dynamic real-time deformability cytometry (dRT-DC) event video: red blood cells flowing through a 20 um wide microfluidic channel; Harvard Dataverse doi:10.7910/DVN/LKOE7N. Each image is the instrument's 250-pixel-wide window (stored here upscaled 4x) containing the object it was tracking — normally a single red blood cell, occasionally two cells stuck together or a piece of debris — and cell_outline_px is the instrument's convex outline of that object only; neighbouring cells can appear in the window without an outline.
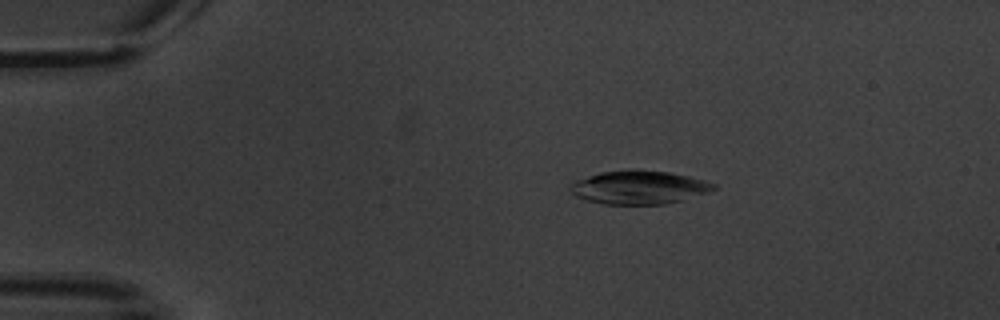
{"species": "common noctule bat (a hibernating species)", "species_latin": "Nyctalus noctula", "temperature_condition": "warm", "stored_images_in_passage": 6, "camera_frame_rate_fps": 3000, "um_per_image_px": 0.085, "animal": {"sex": "male", "body_mass_g": 20.1, "forearm_length_mm": 53.5}, "frame": {"image": 1, "passage_image": 3, "time_ms": 2.333, "image_size_px": [1000, 320], "cell_outline_px": [[716, 188], [708, 192], [680, 200], [664, 204], [604, 204], [588, 200], [576, 196], [568, 188], [576, 180], [600, 172], [628, 168], [632, 168], [668, 172], [688, 176], [704, 180], [716, 184]], "centroid_in_image_um": [54.3, 15.9], "position_along_channel_um": 30.7, "area_um2": 27.92}}